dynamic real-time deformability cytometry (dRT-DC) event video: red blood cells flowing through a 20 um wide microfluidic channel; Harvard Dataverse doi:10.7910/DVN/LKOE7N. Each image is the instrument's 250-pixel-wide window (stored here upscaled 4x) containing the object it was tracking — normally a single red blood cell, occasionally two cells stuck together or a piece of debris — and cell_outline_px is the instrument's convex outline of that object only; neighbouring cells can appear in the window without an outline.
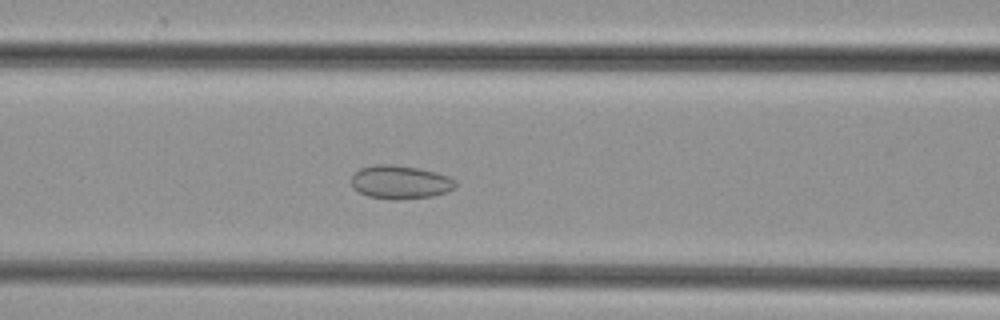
{"species": "common noctule bat (a hibernating species)", "species_latin": "Nyctalus noctula", "temperature_condition": "cold", "stored_images_in_passage": 38, "camera_frame_rate_fps": 3000, "um_per_image_px": 0.085, "animal": {"sex": "female", "body_mass_g": 29.2, "forearm_length_mm": 56.3}, "frame": {"image": 1, "passage_image": 8, "time_ms": 2.333, "image_size_px": [1000, 320], "cell_outline_px": [[456, 188], [448, 192], [432, 196], [396, 200], [392, 200], [368, 196], [352, 188], [352, 176], [360, 168], [376, 164], [392, 164], [420, 168], [436, 172], [448, 176], [456, 180]], "centroid_in_image_um": [34.05, 15.48], "position_along_channel_um": 132.6, "area_um2": 20.52}}
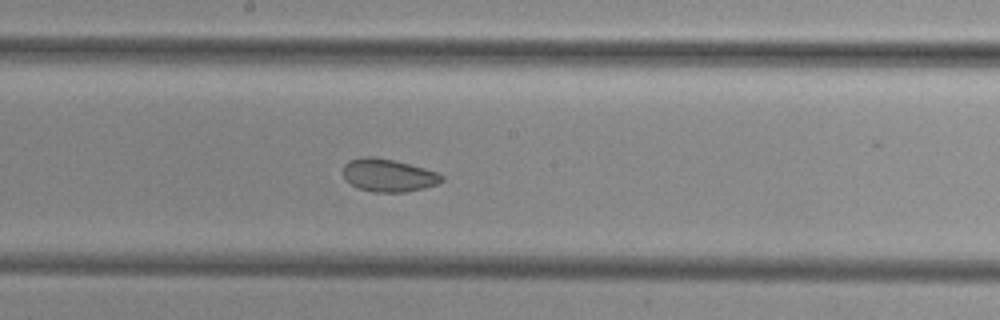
{"frame": {"image": 2, "passage_image": 14, "time_ms": 4.333, "image_size_px": [1000, 320], "cell_outline_px": [[444, 180], [436, 184], [424, 188], [404, 192], [376, 192], [360, 188], [344, 180], [344, 164], [348, 160], [364, 156], [372, 156], [392, 160], [424, 168], [436, 172], [444, 176]], "centroid_in_image_um": [33.0, 14.89], "position_along_channel_um": 215.2, "area_um2": 18.67}}
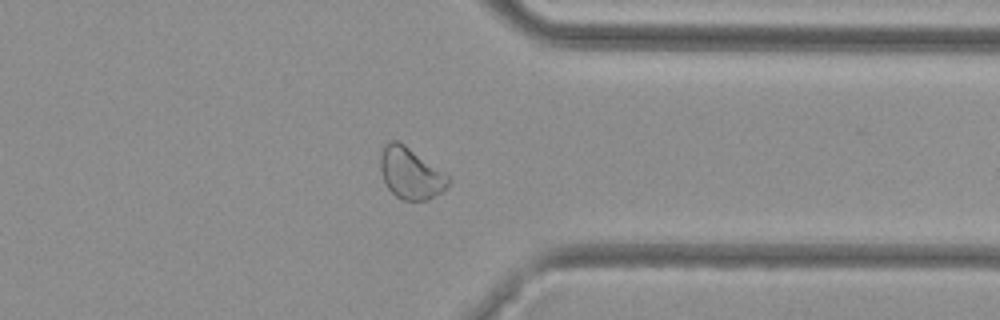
{"frame": {"image": 3, "passage_image": 26, "time_ms": 8.333, "image_size_px": [1000, 320], "cell_outline_px": [[452, 180], [440, 192], [428, 200], [400, 200], [388, 188], [384, 180], [380, 168], [380, 152], [384, 144], [388, 140], [396, 140], [404, 144], [452, 176]], "centroid_in_image_um": [34.91, 14.7], "position_along_channel_um": 376.5, "area_um2": 20.58}}